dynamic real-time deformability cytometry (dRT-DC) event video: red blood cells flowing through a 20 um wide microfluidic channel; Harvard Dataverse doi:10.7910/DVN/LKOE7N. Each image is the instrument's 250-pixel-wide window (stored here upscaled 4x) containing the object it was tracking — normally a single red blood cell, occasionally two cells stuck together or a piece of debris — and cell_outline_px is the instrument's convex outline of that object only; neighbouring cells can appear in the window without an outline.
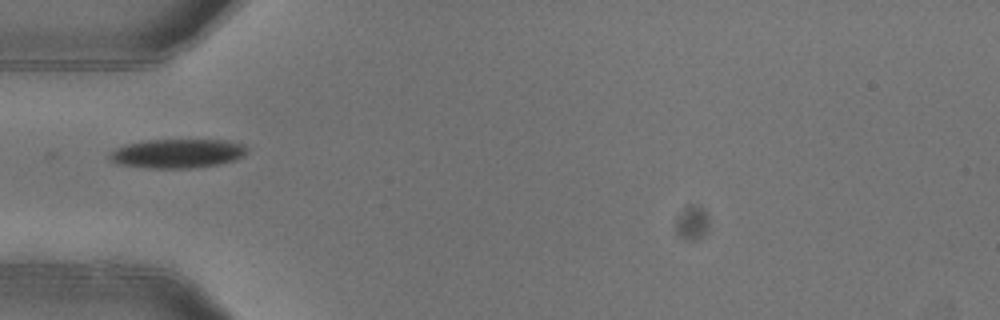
{"species": "common noctule bat (a hibernating species)", "species_latin": "Nyctalus noctula", "temperature_condition": "warm", "stored_images_in_passage": 1, "camera_frame_rate_fps": 3000, "um_per_image_px": 0.085, "animal": {"sex": "female"}, "frame": {"image": 1, "passage_image": 1, "time_ms": 0.0, "image_size_px": [1000, 320], "cell_outline_px": [[248, 152], [244, 156], [220, 164], [192, 168], [152, 168], [116, 164], [108, 156], [116, 148], [124, 144], [148, 140], [228, 140], [244, 144], [248, 148]], "centroid_in_image_um": [15.11, 13.04], "position_along_channel_um": 69.9, "area_um2": 23.35}}